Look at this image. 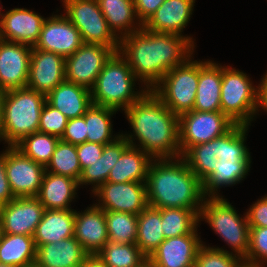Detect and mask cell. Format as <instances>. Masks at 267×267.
<instances>
[{"label":"cell","instance_id":"obj_1","mask_svg":"<svg viewBox=\"0 0 267 267\" xmlns=\"http://www.w3.org/2000/svg\"><path fill=\"white\" fill-rule=\"evenodd\" d=\"M248 126L235 124L227 133L187 149L181 157L203 183L206 197H220L217 189L239 183L250 170L245 146Z\"/></svg>","mask_w":267,"mask_h":267},{"label":"cell","instance_id":"obj_2","mask_svg":"<svg viewBox=\"0 0 267 267\" xmlns=\"http://www.w3.org/2000/svg\"><path fill=\"white\" fill-rule=\"evenodd\" d=\"M194 48V41L188 36L153 32L143 27L120 38L119 44L120 53L147 90H152L168 71L191 58Z\"/></svg>","mask_w":267,"mask_h":267},{"label":"cell","instance_id":"obj_3","mask_svg":"<svg viewBox=\"0 0 267 267\" xmlns=\"http://www.w3.org/2000/svg\"><path fill=\"white\" fill-rule=\"evenodd\" d=\"M141 150L153 159L181 156L178 115L148 90L125 110Z\"/></svg>","mask_w":267,"mask_h":267},{"label":"cell","instance_id":"obj_4","mask_svg":"<svg viewBox=\"0 0 267 267\" xmlns=\"http://www.w3.org/2000/svg\"><path fill=\"white\" fill-rule=\"evenodd\" d=\"M146 190L148 205L157 209L201 210L205 200L203 183L181 156L153 159L148 169Z\"/></svg>","mask_w":267,"mask_h":267},{"label":"cell","instance_id":"obj_5","mask_svg":"<svg viewBox=\"0 0 267 267\" xmlns=\"http://www.w3.org/2000/svg\"><path fill=\"white\" fill-rule=\"evenodd\" d=\"M136 76L120 51L113 52L104 63L91 91L92 103L115 110H126L148 90L134 91Z\"/></svg>","mask_w":267,"mask_h":267},{"label":"cell","instance_id":"obj_6","mask_svg":"<svg viewBox=\"0 0 267 267\" xmlns=\"http://www.w3.org/2000/svg\"><path fill=\"white\" fill-rule=\"evenodd\" d=\"M46 95L29 88L5 91L0 140L15 146L24 137L38 132Z\"/></svg>","mask_w":267,"mask_h":267},{"label":"cell","instance_id":"obj_7","mask_svg":"<svg viewBox=\"0 0 267 267\" xmlns=\"http://www.w3.org/2000/svg\"><path fill=\"white\" fill-rule=\"evenodd\" d=\"M199 219H206L212 230L219 234L242 260L249 249L250 226L247 215L241 218L234 207L226 199L205 197Z\"/></svg>","mask_w":267,"mask_h":267},{"label":"cell","instance_id":"obj_8","mask_svg":"<svg viewBox=\"0 0 267 267\" xmlns=\"http://www.w3.org/2000/svg\"><path fill=\"white\" fill-rule=\"evenodd\" d=\"M189 58L168 71L151 90L174 114L192 111L199 83V62Z\"/></svg>","mask_w":267,"mask_h":267},{"label":"cell","instance_id":"obj_9","mask_svg":"<svg viewBox=\"0 0 267 267\" xmlns=\"http://www.w3.org/2000/svg\"><path fill=\"white\" fill-rule=\"evenodd\" d=\"M252 85L246 73L222 67L221 111L235 124L248 126L257 113L258 88Z\"/></svg>","mask_w":267,"mask_h":267},{"label":"cell","instance_id":"obj_10","mask_svg":"<svg viewBox=\"0 0 267 267\" xmlns=\"http://www.w3.org/2000/svg\"><path fill=\"white\" fill-rule=\"evenodd\" d=\"M63 3L65 16L79 30L83 43L119 51L120 37L109 28L97 0H63Z\"/></svg>","mask_w":267,"mask_h":267},{"label":"cell","instance_id":"obj_11","mask_svg":"<svg viewBox=\"0 0 267 267\" xmlns=\"http://www.w3.org/2000/svg\"><path fill=\"white\" fill-rule=\"evenodd\" d=\"M178 121L181 155L192 146L224 135L235 125L222 111L192 110L179 115Z\"/></svg>","mask_w":267,"mask_h":267},{"label":"cell","instance_id":"obj_12","mask_svg":"<svg viewBox=\"0 0 267 267\" xmlns=\"http://www.w3.org/2000/svg\"><path fill=\"white\" fill-rule=\"evenodd\" d=\"M113 51L104 45L84 43L66 57L65 80L91 90Z\"/></svg>","mask_w":267,"mask_h":267},{"label":"cell","instance_id":"obj_13","mask_svg":"<svg viewBox=\"0 0 267 267\" xmlns=\"http://www.w3.org/2000/svg\"><path fill=\"white\" fill-rule=\"evenodd\" d=\"M46 168L15 146L6 149V176L15 197H36Z\"/></svg>","mask_w":267,"mask_h":267},{"label":"cell","instance_id":"obj_14","mask_svg":"<svg viewBox=\"0 0 267 267\" xmlns=\"http://www.w3.org/2000/svg\"><path fill=\"white\" fill-rule=\"evenodd\" d=\"M93 193L100 198L95 205L104 211L138 215L148 206L146 183L106 181Z\"/></svg>","mask_w":267,"mask_h":267},{"label":"cell","instance_id":"obj_15","mask_svg":"<svg viewBox=\"0 0 267 267\" xmlns=\"http://www.w3.org/2000/svg\"><path fill=\"white\" fill-rule=\"evenodd\" d=\"M44 206L36 197H16L0 206L2 233L34 236Z\"/></svg>","mask_w":267,"mask_h":267},{"label":"cell","instance_id":"obj_16","mask_svg":"<svg viewBox=\"0 0 267 267\" xmlns=\"http://www.w3.org/2000/svg\"><path fill=\"white\" fill-rule=\"evenodd\" d=\"M83 40L79 30L65 15H52L45 19L35 49L45 50L64 56L75 53Z\"/></svg>","mask_w":267,"mask_h":267},{"label":"cell","instance_id":"obj_17","mask_svg":"<svg viewBox=\"0 0 267 267\" xmlns=\"http://www.w3.org/2000/svg\"><path fill=\"white\" fill-rule=\"evenodd\" d=\"M65 60L62 55L32 47L26 87L47 96L65 80Z\"/></svg>","mask_w":267,"mask_h":267},{"label":"cell","instance_id":"obj_18","mask_svg":"<svg viewBox=\"0 0 267 267\" xmlns=\"http://www.w3.org/2000/svg\"><path fill=\"white\" fill-rule=\"evenodd\" d=\"M32 47L0 39V89L26 88Z\"/></svg>","mask_w":267,"mask_h":267},{"label":"cell","instance_id":"obj_19","mask_svg":"<svg viewBox=\"0 0 267 267\" xmlns=\"http://www.w3.org/2000/svg\"><path fill=\"white\" fill-rule=\"evenodd\" d=\"M196 227L191 233L163 240L148 258L156 267H194L203 243Z\"/></svg>","mask_w":267,"mask_h":267},{"label":"cell","instance_id":"obj_20","mask_svg":"<svg viewBox=\"0 0 267 267\" xmlns=\"http://www.w3.org/2000/svg\"><path fill=\"white\" fill-rule=\"evenodd\" d=\"M45 18L25 8L2 13L0 39L34 47L40 37Z\"/></svg>","mask_w":267,"mask_h":267},{"label":"cell","instance_id":"obj_21","mask_svg":"<svg viewBox=\"0 0 267 267\" xmlns=\"http://www.w3.org/2000/svg\"><path fill=\"white\" fill-rule=\"evenodd\" d=\"M74 237L89 255H96L109 241L105 211L96 205L75 210Z\"/></svg>","mask_w":267,"mask_h":267},{"label":"cell","instance_id":"obj_22","mask_svg":"<svg viewBox=\"0 0 267 267\" xmlns=\"http://www.w3.org/2000/svg\"><path fill=\"white\" fill-rule=\"evenodd\" d=\"M195 0H165L142 25L153 31L181 35L190 21Z\"/></svg>","mask_w":267,"mask_h":267},{"label":"cell","instance_id":"obj_23","mask_svg":"<svg viewBox=\"0 0 267 267\" xmlns=\"http://www.w3.org/2000/svg\"><path fill=\"white\" fill-rule=\"evenodd\" d=\"M130 146L122 153L119 160L110 170L108 182H138L146 183L148 169L153 158L146 152L137 148L133 143V135H124Z\"/></svg>","mask_w":267,"mask_h":267},{"label":"cell","instance_id":"obj_24","mask_svg":"<svg viewBox=\"0 0 267 267\" xmlns=\"http://www.w3.org/2000/svg\"><path fill=\"white\" fill-rule=\"evenodd\" d=\"M88 255L73 236L37 247L35 263L40 267H80Z\"/></svg>","mask_w":267,"mask_h":267},{"label":"cell","instance_id":"obj_25","mask_svg":"<svg viewBox=\"0 0 267 267\" xmlns=\"http://www.w3.org/2000/svg\"><path fill=\"white\" fill-rule=\"evenodd\" d=\"M77 188V180L45 171L36 198L46 210H70L69 203L75 198Z\"/></svg>","mask_w":267,"mask_h":267},{"label":"cell","instance_id":"obj_26","mask_svg":"<svg viewBox=\"0 0 267 267\" xmlns=\"http://www.w3.org/2000/svg\"><path fill=\"white\" fill-rule=\"evenodd\" d=\"M222 66L212 61H199V83L193 110L221 111Z\"/></svg>","mask_w":267,"mask_h":267},{"label":"cell","instance_id":"obj_27","mask_svg":"<svg viewBox=\"0 0 267 267\" xmlns=\"http://www.w3.org/2000/svg\"><path fill=\"white\" fill-rule=\"evenodd\" d=\"M46 101L68 119L83 116L93 104L90 90L66 80L46 96Z\"/></svg>","mask_w":267,"mask_h":267},{"label":"cell","instance_id":"obj_28","mask_svg":"<svg viewBox=\"0 0 267 267\" xmlns=\"http://www.w3.org/2000/svg\"><path fill=\"white\" fill-rule=\"evenodd\" d=\"M75 210H44L34 233L36 248L74 236Z\"/></svg>","mask_w":267,"mask_h":267},{"label":"cell","instance_id":"obj_29","mask_svg":"<svg viewBox=\"0 0 267 267\" xmlns=\"http://www.w3.org/2000/svg\"><path fill=\"white\" fill-rule=\"evenodd\" d=\"M129 146L130 144L122 134L114 142L106 144L101 157L82 171L78 181L79 186L81 184H93L92 192H94L107 181L110 170Z\"/></svg>","mask_w":267,"mask_h":267},{"label":"cell","instance_id":"obj_30","mask_svg":"<svg viewBox=\"0 0 267 267\" xmlns=\"http://www.w3.org/2000/svg\"><path fill=\"white\" fill-rule=\"evenodd\" d=\"M109 28L111 31L120 36V38L138 31L142 28V24L138 27L134 24L137 16L133 0H97ZM134 24V25H133ZM133 26V27H132ZM116 32H120L119 35ZM123 35V36H122Z\"/></svg>","mask_w":267,"mask_h":267},{"label":"cell","instance_id":"obj_31","mask_svg":"<svg viewBox=\"0 0 267 267\" xmlns=\"http://www.w3.org/2000/svg\"><path fill=\"white\" fill-rule=\"evenodd\" d=\"M33 236L2 233L0 237V263L27 267L36 261Z\"/></svg>","mask_w":267,"mask_h":267},{"label":"cell","instance_id":"obj_32","mask_svg":"<svg viewBox=\"0 0 267 267\" xmlns=\"http://www.w3.org/2000/svg\"><path fill=\"white\" fill-rule=\"evenodd\" d=\"M161 224V209L147 206L138 214L136 245L149 258L165 240Z\"/></svg>","mask_w":267,"mask_h":267},{"label":"cell","instance_id":"obj_33","mask_svg":"<svg viewBox=\"0 0 267 267\" xmlns=\"http://www.w3.org/2000/svg\"><path fill=\"white\" fill-rule=\"evenodd\" d=\"M117 110L92 104L84 114L86 123V141L106 145L114 142L117 137H112L111 116Z\"/></svg>","mask_w":267,"mask_h":267},{"label":"cell","instance_id":"obj_34","mask_svg":"<svg viewBox=\"0 0 267 267\" xmlns=\"http://www.w3.org/2000/svg\"><path fill=\"white\" fill-rule=\"evenodd\" d=\"M200 211L186 208L161 209V224L165 239L191 233L198 226Z\"/></svg>","mask_w":267,"mask_h":267},{"label":"cell","instance_id":"obj_35","mask_svg":"<svg viewBox=\"0 0 267 267\" xmlns=\"http://www.w3.org/2000/svg\"><path fill=\"white\" fill-rule=\"evenodd\" d=\"M108 267H139L148 258L136 244L108 241L96 254Z\"/></svg>","mask_w":267,"mask_h":267},{"label":"cell","instance_id":"obj_36","mask_svg":"<svg viewBox=\"0 0 267 267\" xmlns=\"http://www.w3.org/2000/svg\"><path fill=\"white\" fill-rule=\"evenodd\" d=\"M58 141V137L38 131L24 137L15 147L25 156L46 167Z\"/></svg>","mask_w":267,"mask_h":267},{"label":"cell","instance_id":"obj_37","mask_svg":"<svg viewBox=\"0 0 267 267\" xmlns=\"http://www.w3.org/2000/svg\"><path fill=\"white\" fill-rule=\"evenodd\" d=\"M45 168L47 172L68 176L79 181L82 170L78 160L76 145L59 139L52 158Z\"/></svg>","mask_w":267,"mask_h":267},{"label":"cell","instance_id":"obj_38","mask_svg":"<svg viewBox=\"0 0 267 267\" xmlns=\"http://www.w3.org/2000/svg\"><path fill=\"white\" fill-rule=\"evenodd\" d=\"M109 241L123 244H135L137 240L138 215L105 211Z\"/></svg>","mask_w":267,"mask_h":267},{"label":"cell","instance_id":"obj_39","mask_svg":"<svg viewBox=\"0 0 267 267\" xmlns=\"http://www.w3.org/2000/svg\"><path fill=\"white\" fill-rule=\"evenodd\" d=\"M222 248L202 245L197 253L194 267H245L243 260Z\"/></svg>","mask_w":267,"mask_h":267},{"label":"cell","instance_id":"obj_40","mask_svg":"<svg viewBox=\"0 0 267 267\" xmlns=\"http://www.w3.org/2000/svg\"><path fill=\"white\" fill-rule=\"evenodd\" d=\"M243 262L246 267H262L267 262V227H250L249 249Z\"/></svg>","mask_w":267,"mask_h":267},{"label":"cell","instance_id":"obj_41","mask_svg":"<svg viewBox=\"0 0 267 267\" xmlns=\"http://www.w3.org/2000/svg\"><path fill=\"white\" fill-rule=\"evenodd\" d=\"M68 120L69 119L65 115L46 101L42 107L38 131L61 139Z\"/></svg>","mask_w":267,"mask_h":267},{"label":"cell","instance_id":"obj_42","mask_svg":"<svg viewBox=\"0 0 267 267\" xmlns=\"http://www.w3.org/2000/svg\"><path fill=\"white\" fill-rule=\"evenodd\" d=\"M86 136V123L83 115L68 120L61 140L73 145H79L86 142Z\"/></svg>","mask_w":267,"mask_h":267},{"label":"cell","instance_id":"obj_43","mask_svg":"<svg viewBox=\"0 0 267 267\" xmlns=\"http://www.w3.org/2000/svg\"><path fill=\"white\" fill-rule=\"evenodd\" d=\"M104 146L105 145L88 141L76 145L78 160L82 171L101 157Z\"/></svg>","mask_w":267,"mask_h":267},{"label":"cell","instance_id":"obj_44","mask_svg":"<svg viewBox=\"0 0 267 267\" xmlns=\"http://www.w3.org/2000/svg\"><path fill=\"white\" fill-rule=\"evenodd\" d=\"M246 215L250 227H267V195L255 202Z\"/></svg>","mask_w":267,"mask_h":267},{"label":"cell","instance_id":"obj_45","mask_svg":"<svg viewBox=\"0 0 267 267\" xmlns=\"http://www.w3.org/2000/svg\"><path fill=\"white\" fill-rule=\"evenodd\" d=\"M165 0H133L138 24H144Z\"/></svg>","mask_w":267,"mask_h":267},{"label":"cell","instance_id":"obj_46","mask_svg":"<svg viewBox=\"0 0 267 267\" xmlns=\"http://www.w3.org/2000/svg\"><path fill=\"white\" fill-rule=\"evenodd\" d=\"M16 198L6 176V150L0 155V206Z\"/></svg>","mask_w":267,"mask_h":267},{"label":"cell","instance_id":"obj_47","mask_svg":"<svg viewBox=\"0 0 267 267\" xmlns=\"http://www.w3.org/2000/svg\"><path fill=\"white\" fill-rule=\"evenodd\" d=\"M260 86H256L258 88V95H257V111L261 107L264 111H267V72L262 78Z\"/></svg>","mask_w":267,"mask_h":267},{"label":"cell","instance_id":"obj_48","mask_svg":"<svg viewBox=\"0 0 267 267\" xmlns=\"http://www.w3.org/2000/svg\"><path fill=\"white\" fill-rule=\"evenodd\" d=\"M80 267H108L98 255H88Z\"/></svg>","mask_w":267,"mask_h":267},{"label":"cell","instance_id":"obj_49","mask_svg":"<svg viewBox=\"0 0 267 267\" xmlns=\"http://www.w3.org/2000/svg\"><path fill=\"white\" fill-rule=\"evenodd\" d=\"M5 99V91L0 89V137H1V127L3 123V106Z\"/></svg>","mask_w":267,"mask_h":267},{"label":"cell","instance_id":"obj_50","mask_svg":"<svg viewBox=\"0 0 267 267\" xmlns=\"http://www.w3.org/2000/svg\"><path fill=\"white\" fill-rule=\"evenodd\" d=\"M139 267H156V266L149 259H147Z\"/></svg>","mask_w":267,"mask_h":267},{"label":"cell","instance_id":"obj_51","mask_svg":"<svg viewBox=\"0 0 267 267\" xmlns=\"http://www.w3.org/2000/svg\"><path fill=\"white\" fill-rule=\"evenodd\" d=\"M0 267H17V266H12V265H8L5 263H0Z\"/></svg>","mask_w":267,"mask_h":267},{"label":"cell","instance_id":"obj_52","mask_svg":"<svg viewBox=\"0 0 267 267\" xmlns=\"http://www.w3.org/2000/svg\"><path fill=\"white\" fill-rule=\"evenodd\" d=\"M27 267H40V266H38L36 263H34V264H31V265H28Z\"/></svg>","mask_w":267,"mask_h":267},{"label":"cell","instance_id":"obj_53","mask_svg":"<svg viewBox=\"0 0 267 267\" xmlns=\"http://www.w3.org/2000/svg\"><path fill=\"white\" fill-rule=\"evenodd\" d=\"M2 235V226H1V219H0V237Z\"/></svg>","mask_w":267,"mask_h":267}]
</instances>
